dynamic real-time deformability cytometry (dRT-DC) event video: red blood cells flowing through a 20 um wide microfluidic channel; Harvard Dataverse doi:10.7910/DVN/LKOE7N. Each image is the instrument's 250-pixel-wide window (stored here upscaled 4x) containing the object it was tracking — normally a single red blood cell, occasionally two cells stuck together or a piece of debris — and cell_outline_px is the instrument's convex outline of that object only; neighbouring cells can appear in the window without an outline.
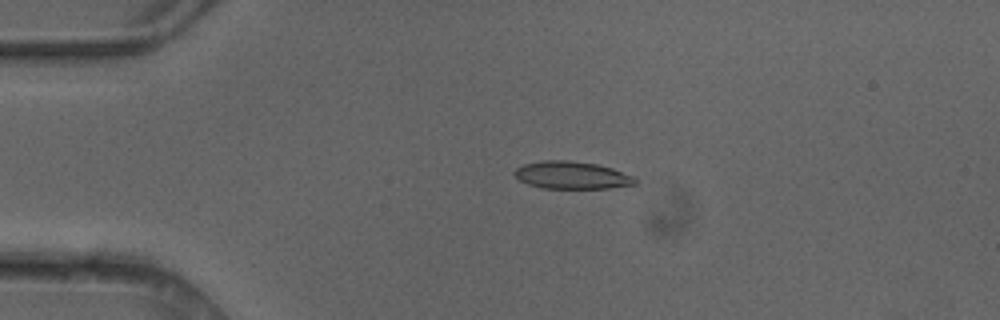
{"species": "common noctule bat (a hibernating species)", "species_latin": "Nyctalus noctula", "temperature_condition": "cold", "stored_images_in_passage": 4, "camera_frame_rate_fps": 3000, "um_per_image_px": 0.085, "animal": {"sex": "female"}, "frame": {"image": 1, "passage_image": 3, "time_ms": 0.667, "image_size_px": [1000, 320], "cell_outline_px": [[636, 184], [608, 188], [544, 188], [528, 184], [520, 180], [512, 172], [516, 168], [524, 164], [544, 160], [568, 160], [596, 164], [612, 168], [632, 176], [636, 180]], "centroid_in_image_um": [48.58, 14.89], "position_along_channel_um": 36.4, "area_um2": 19.13}}